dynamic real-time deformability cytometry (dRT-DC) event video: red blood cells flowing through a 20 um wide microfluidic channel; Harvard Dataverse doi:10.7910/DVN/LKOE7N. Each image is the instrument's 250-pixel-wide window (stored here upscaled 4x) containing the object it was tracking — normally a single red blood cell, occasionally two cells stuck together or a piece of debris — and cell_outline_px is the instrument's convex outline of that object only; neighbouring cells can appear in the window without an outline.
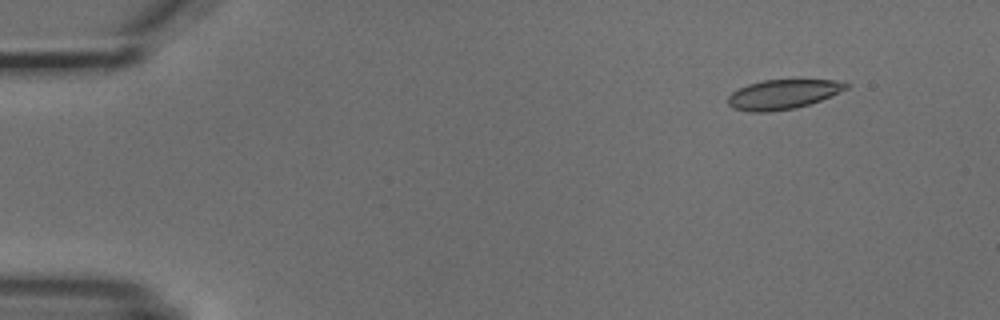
{"species": "common noctule bat (a hibernating species)", "species_latin": "Nyctalus noctula", "temperature_condition": "cold", "stored_images_in_passage": 3, "camera_frame_rate_fps": 3000, "um_per_image_px": 0.085, "animal": {"sex": "male", "body_mass_g": 18.8}, "frame": {"image": 1, "passage_image": 1, "time_ms": 0.0, "image_size_px": [1000, 320], "cell_outline_px": [[852, 84], [848, 88], [820, 100], [796, 108], [768, 112], [748, 112], [732, 108], [728, 104], [728, 96], [732, 92], [748, 84], [764, 80], [836, 80]], "centroid_in_image_um": [66.53, 8.02], "position_along_channel_um": 18.5, "area_um2": 20.29}}
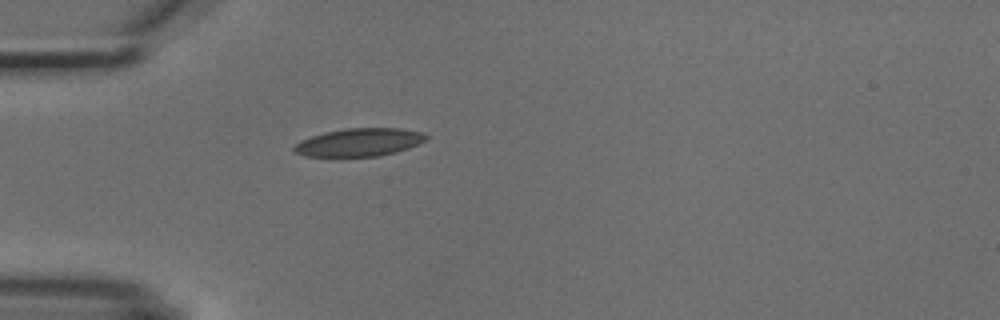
{"frame": {"image": 2, "passage_image": 3, "time_ms": 3.333, "image_size_px": [1000, 320], "cell_outline_px": [[428, 136], [424, 140], [408, 148], [396, 152], [380, 156], [304, 156], [292, 152], [292, 148], [300, 140], [324, 132], [344, 128], [400, 128], [424, 132]], "centroid_in_image_um": [30.5, 12.09], "position_along_channel_um": 54.5, "area_um2": 21.56}}